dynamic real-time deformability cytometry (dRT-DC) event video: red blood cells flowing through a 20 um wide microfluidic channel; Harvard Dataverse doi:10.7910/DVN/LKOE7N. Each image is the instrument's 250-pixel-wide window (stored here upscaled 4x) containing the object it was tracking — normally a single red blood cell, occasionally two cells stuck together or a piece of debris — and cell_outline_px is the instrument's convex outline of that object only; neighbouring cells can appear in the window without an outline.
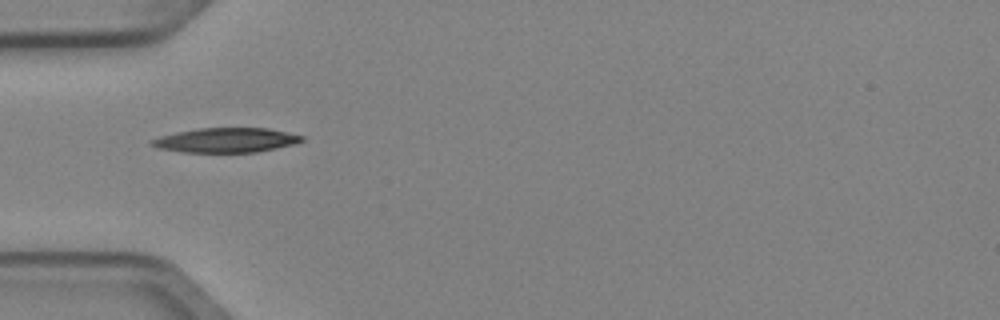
{"species": "Egyptian fruit bat (a non-hibernating species)", "species_latin": "Rousettus aegyptiacus", "temperature_condition": "cold", "stored_images_in_passage": 7, "camera_frame_rate_fps": 3000, "um_per_image_px": 0.085, "animal": {"sex": "female"}, "frame": {"image": 1, "passage_image": 5, "time_ms": 1.333, "image_size_px": [1000, 320], "cell_outline_px": [[304, 140], [296, 144], [256, 152], [184, 152], [156, 148], [148, 144], [148, 140], [160, 136], [176, 132], [200, 128], [268, 128], [304, 136]], "centroid_in_image_um": [19.18, 11.91], "position_along_channel_um": 65.8, "area_um2": 21.62}}
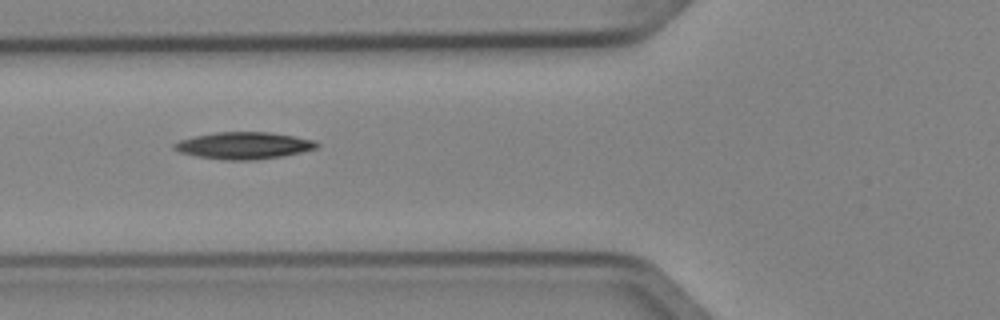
{"frame": {"image": 2, "passage_image": 6, "time_ms": 1.667, "image_size_px": [1000, 320], "cell_outline_px": [[320, 144], [316, 148], [284, 156], [256, 160], [224, 160], [196, 156], [180, 152], [172, 148], [172, 144], [180, 140], [196, 136], [216, 132], [268, 132], [316, 140]], "centroid_in_image_um": [20.72, 12.38], "position_along_channel_um": 105.1, "area_um2": 22.37}}